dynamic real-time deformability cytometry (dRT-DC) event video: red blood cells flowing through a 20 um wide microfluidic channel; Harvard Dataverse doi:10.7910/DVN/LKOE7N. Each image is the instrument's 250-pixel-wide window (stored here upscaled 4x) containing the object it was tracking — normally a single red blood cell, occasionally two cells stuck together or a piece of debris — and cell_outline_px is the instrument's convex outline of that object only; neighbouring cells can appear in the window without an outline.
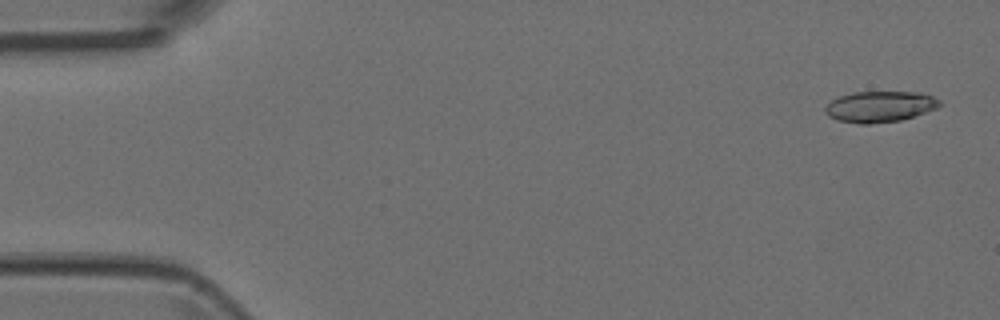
{"species": "Egyptian fruit bat (a non-hibernating species)", "species_latin": "Rousettus aegyptiacus", "temperature_condition": "room temperature", "stored_images_in_passage": 4, "camera_frame_rate_fps": 3000, "um_per_image_px": 0.085, "animal": {"sex": "female"}, "frame": {"image": 1, "passage_image": 1, "time_ms": 0.0, "image_size_px": [1000, 320], "cell_outline_px": [[940, 104], [936, 108], [900, 120], [868, 124], [860, 124], [836, 120], [828, 116], [824, 112], [824, 108], [836, 96], [852, 92], [920, 92], [932, 96], [940, 100]], "centroid_in_image_um": [74.72, 9.05], "position_along_channel_um": 10.3, "area_um2": 20.63}}